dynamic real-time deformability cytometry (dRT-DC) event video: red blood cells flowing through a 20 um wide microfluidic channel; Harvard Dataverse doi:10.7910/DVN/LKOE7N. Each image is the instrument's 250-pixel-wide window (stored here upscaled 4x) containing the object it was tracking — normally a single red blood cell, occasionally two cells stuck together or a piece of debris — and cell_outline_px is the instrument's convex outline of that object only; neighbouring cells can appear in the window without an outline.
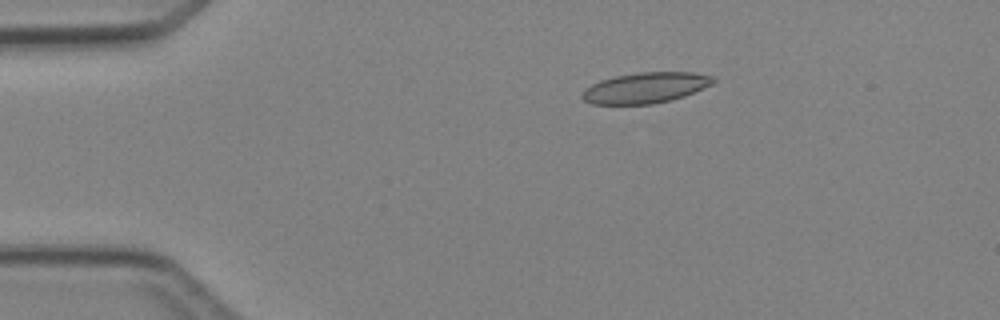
{"species": "Egyptian fruit bat (a non-hibernating species)", "species_latin": "Rousettus aegyptiacus", "temperature_condition": "cold", "stored_images_in_passage": 6, "camera_frame_rate_fps": 3000, "um_per_image_px": 0.085, "animal": {"sex": "female"}, "frame": {"image": 1, "passage_image": 3, "time_ms": 2.333, "image_size_px": [1000, 320], "cell_outline_px": [[716, 80], [712, 84], [684, 96], [672, 100], [652, 104], [592, 104], [584, 100], [580, 96], [584, 88], [600, 80], [616, 76], [640, 72], [696, 72], [712, 76]], "centroid_in_image_um": [54.85, 7.46], "position_along_channel_um": 30.1, "area_um2": 23.47}}
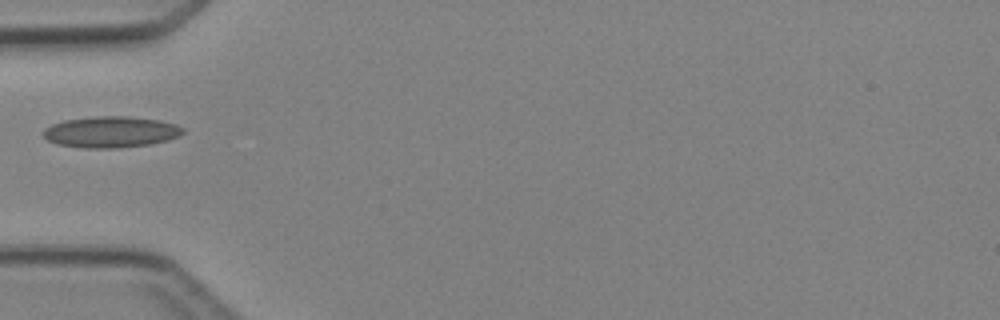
{"frame": {"image": 2, "passage_image": 5, "time_ms": 4.667, "image_size_px": [1000, 320], "cell_outline_px": [[184, 132], [168, 140], [148, 144], [116, 148], [84, 148], [56, 144], [48, 140], [40, 132], [44, 128], [52, 124], [64, 120], [96, 116], [128, 116], [160, 120], [176, 124], [184, 128]], "centroid_in_image_um": [9.39, 11.21], "position_along_channel_um": 75.6, "area_um2": 25.43}}
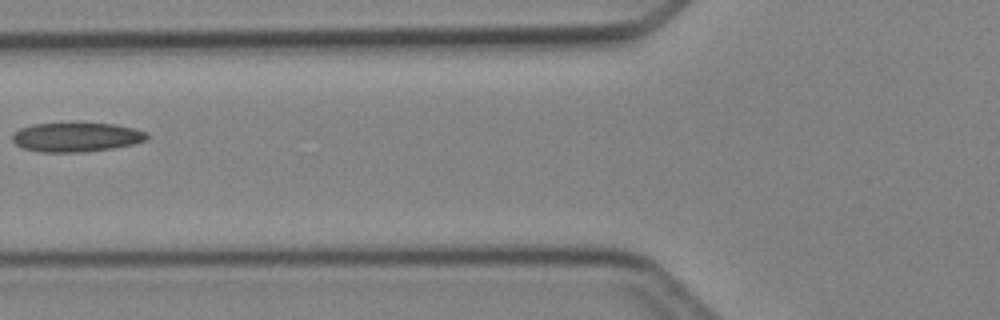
{"frame": {"image": 3, "passage_image": 6, "time_ms": 5.667, "image_size_px": [1000, 320], "cell_outline_px": [[148, 140], [132, 144], [112, 148], [84, 152], [40, 152], [24, 148], [16, 144], [12, 140], [12, 136], [20, 128], [32, 124], [116, 124], [148, 132]], "centroid_in_image_um": [6.51, 11.67], "position_along_channel_um": 119.3, "area_um2": 22.66}}